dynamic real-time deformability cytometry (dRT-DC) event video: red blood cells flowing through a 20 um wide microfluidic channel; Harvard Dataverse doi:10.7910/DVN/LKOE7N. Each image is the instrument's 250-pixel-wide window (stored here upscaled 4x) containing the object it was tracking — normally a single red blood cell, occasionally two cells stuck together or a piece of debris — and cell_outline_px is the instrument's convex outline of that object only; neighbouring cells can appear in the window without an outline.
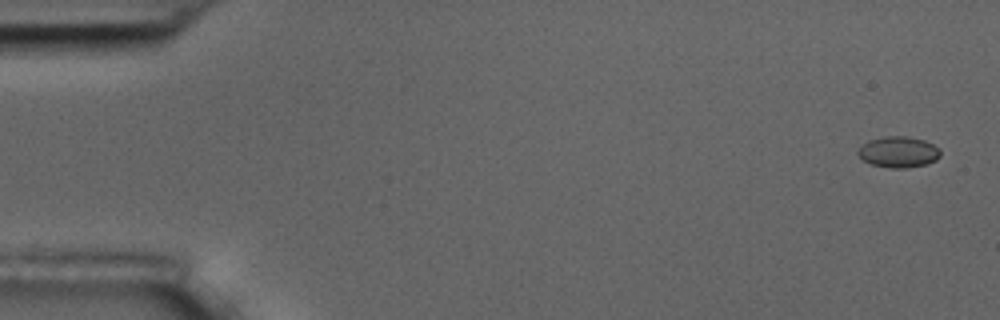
{"species": "common noctule bat (a hibernating species)", "species_latin": "Nyctalus noctula", "temperature_condition": "room temperature", "stored_images_in_passage": 6, "camera_frame_rate_fps": 3000, "um_per_image_px": 0.085, "animal": {"sex": "male", "body_mass_g": 17.5, "forearm_length_mm": 52.3}, "frame": {"image": 1, "passage_image": 1, "time_ms": 0.0, "image_size_px": [1000, 320], "cell_outline_px": [[940, 156], [936, 160], [928, 164], [904, 168], [892, 168], [872, 164], [864, 160], [856, 152], [868, 140], [888, 136], [904, 136], [924, 140], [940, 148]], "centroid_in_image_um": [76.4, 12.92], "position_along_channel_um": 8.6, "area_um2": 14.74}}
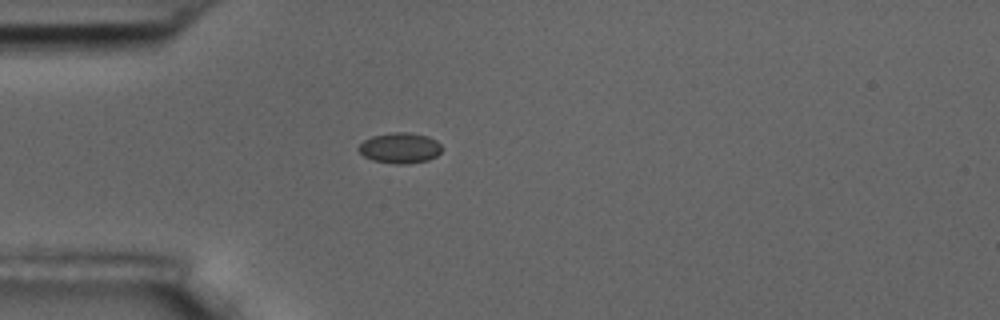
{"frame": {"image": 2, "passage_image": 5, "time_ms": 4.667, "image_size_px": [1000, 320], "cell_outline_px": [[444, 148], [436, 156], [428, 160], [408, 164], [396, 164], [372, 160], [364, 156], [356, 148], [364, 140], [372, 136], [392, 132], [408, 132], [428, 136], [436, 140]], "centroid_in_image_um": [34.0, 12.58], "position_along_channel_um": 51.0, "area_um2": 14.97}}